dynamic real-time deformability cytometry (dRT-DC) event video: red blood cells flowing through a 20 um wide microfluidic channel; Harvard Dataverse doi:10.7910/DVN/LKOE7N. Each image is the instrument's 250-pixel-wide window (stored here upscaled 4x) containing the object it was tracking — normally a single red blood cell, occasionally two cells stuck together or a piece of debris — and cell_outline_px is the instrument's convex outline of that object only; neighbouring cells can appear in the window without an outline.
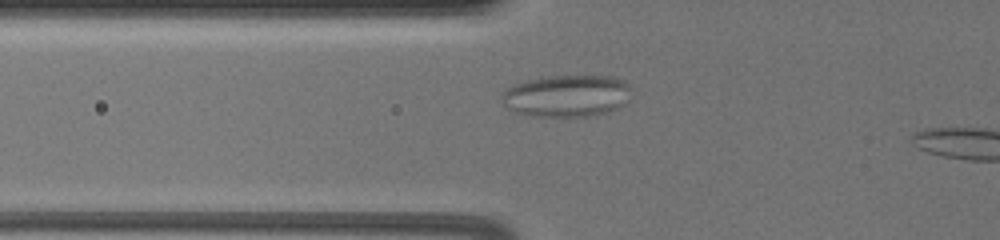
{"species": "common noctule bat (a hibernating species)", "species_latin": "Nyctalus noctula", "temperature_condition": "warm", "stored_images_in_passage": 34, "segment_of_instrument_passage": [1, 2], "camera_frame_rate_fps": 3000, "um_per_image_px": 0.085, "animal": {"sex": "female", "body_mass_g": 19.5, "forearm_length_mm": 54.1}, "frame": {"image": 1, "passage_image": 2, "time_ms": 0.333, "image_size_px": [1000, 240], "cell_outline_px": [[632, 88], [628, 100], [624, 104], [608, 112], [588, 116], [532, 116], [516, 112], [508, 108], [504, 104], [500, 96], [508, 88], [516, 84], [528, 80], [544, 76], [612, 76], [628, 84]], "centroid_in_image_um": [48.19, 8.14], "position_along_channel_um": 77.6, "area_um2": 31.56}}
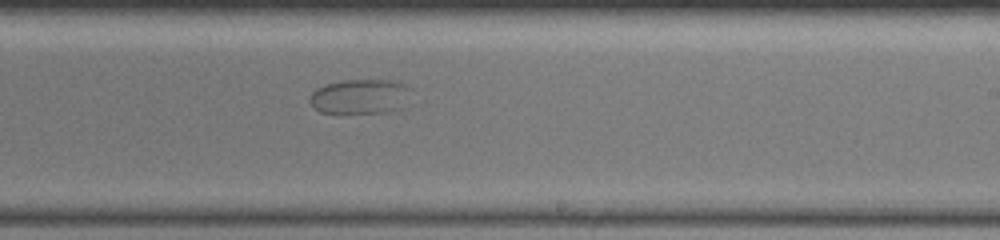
{"frame": {"image": 2, "passage_image": 18, "time_ms": 5.667, "image_size_px": [1000, 240], "cell_outline_px": [[404, 88], [388, 108], [384, 112], [320, 112], [312, 104], [312, 92], [316, 88], [324, 84], [344, 80], [392, 80], [404, 84]], "centroid_in_image_um": [30.29, 8.15], "position_along_channel_um": 258.7, "area_um2": 18.26}}
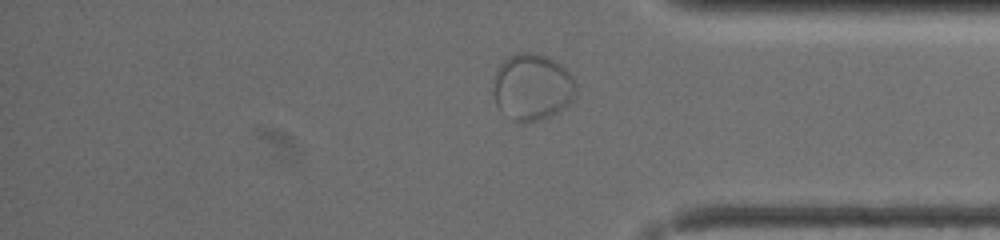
{"frame": {"image": 3, "passage_image": 30, "time_ms": 9.667, "image_size_px": [1000, 240], "cell_outline_px": [[576, 88], [572, 100], [568, 104], [556, 112], [548, 116], [524, 124], [516, 124], [500, 112], [496, 104], [492, 92], [492, 84], [496, 72], [500, 64], [508, 56], [516, 52], [528, 52], [544, 56], [560, 64], [572, 76], [576, 84]], "centroid_in_image_um": [45.17, 7.43], "position_along_channel_um": 390.0, "area_um2": 32.31}}